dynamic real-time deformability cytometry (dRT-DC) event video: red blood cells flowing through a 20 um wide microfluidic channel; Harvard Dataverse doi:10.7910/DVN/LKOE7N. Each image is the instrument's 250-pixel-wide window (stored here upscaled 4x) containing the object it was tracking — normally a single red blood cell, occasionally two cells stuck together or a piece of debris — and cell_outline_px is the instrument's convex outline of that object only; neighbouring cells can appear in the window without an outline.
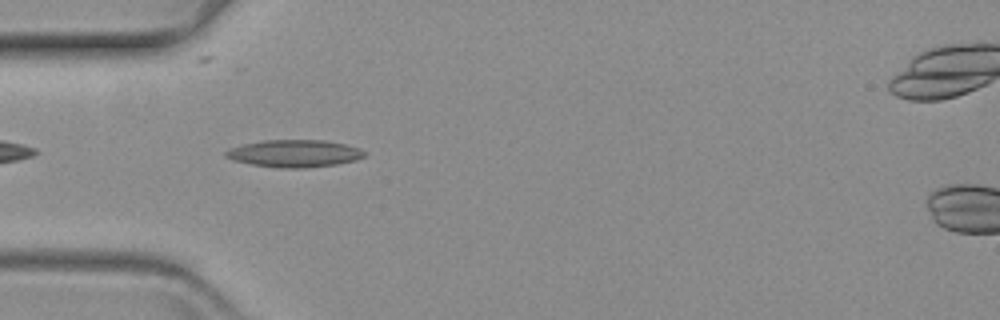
{"species": "common noctule bat (a hibernating species)", "species_latin": "Nyctalus noctula", "temperature_condition": "warm", "stored_images_in_passage": 43, "camera_frame_rate_fps": 3000, "um_per_image_px": 0.085, "animal": {"sex": "female", "body_mass_g": 19.3, "forearm_length_mm": 54.1}, "frame": {"image": 1, "passage_image": 3, "time_ms": 0.667, "image_size_px": [1000, 320], "cell_outline_px": [[364, 156], [356, 160], [336, 164], [304, 168], [280, 168], [252, 164], [232, 160], [224, 156], [224, 152], [228, 148], [244, 144], [264, 140], [324, 140], [344, 144], [360, 148], [364, 152]], "centroid_in_image_um": [24.99, 13.04], "position_along_channel_um": 60.0, "area_um2": 22.02}}
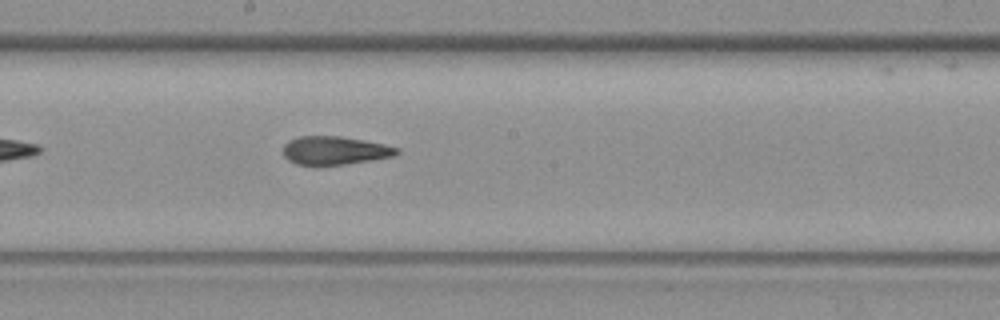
{"frame": {"image": 2, "passage_image": 17, "time_ms": 5.333, "image_size_px": [1000, 320], "cell_outline_px": [[400, 152], [392, 156], [372, 160], [320, 168], [316, 168], [296, 164], [288, 160], [284, 156], [284, 144], [288, 140], [300, 136], [340, 136], [364, 140], [384, 144], [400, 148]], "centroid_in_image_um": [28.41, 12.83], "position_along_channel_um": 219.8, "area_um2": 19.42}}
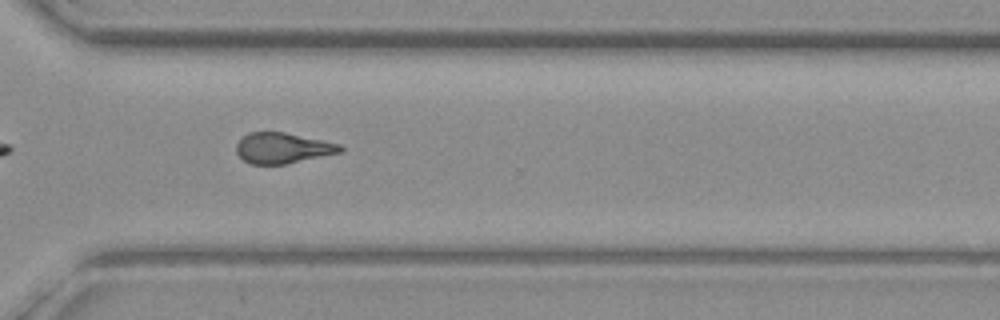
{"frame": {"image": 3, "passage_image": 28, "time_ms": 9.0, "image_size_px": [1000, 320], "cell_outline_px": [[344, 152], [284, 164], [252, 164], [244, 160], [236, 152], [236, 144], [248, 132], [284, 132], [340, 144], [344, 148]], "centroid_in_image_um": [24.05, 12.58], "position_along_channel_um": 346.6, "area_um2": 18.44}}